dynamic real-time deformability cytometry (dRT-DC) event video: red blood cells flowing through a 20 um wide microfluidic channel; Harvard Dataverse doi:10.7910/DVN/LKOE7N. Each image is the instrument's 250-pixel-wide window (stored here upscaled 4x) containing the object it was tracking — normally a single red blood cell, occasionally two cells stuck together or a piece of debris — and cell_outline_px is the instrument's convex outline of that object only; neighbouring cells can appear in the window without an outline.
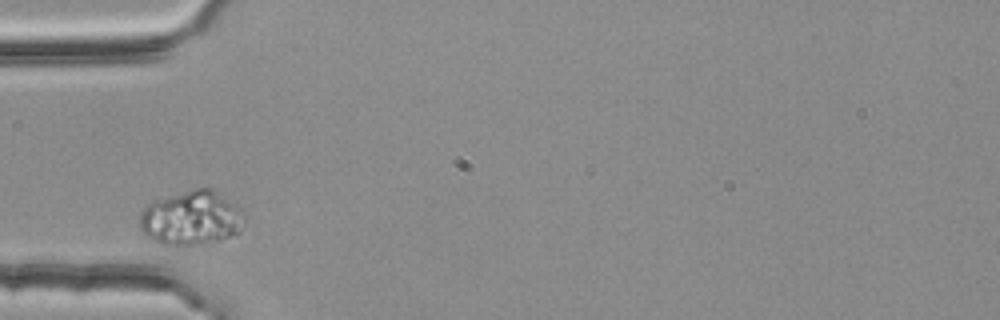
{"species": "common noctule bat (a hibernating species)", "species_latin": "Nyctalus noctula", "temperature_condition": "room temperature", "stored_images_in_passage": 1, "camera_frame_rate_fps": 3000, "um_per_image_px": 0.085, "animal": {"sex": "female", "body_mass_g": 25.1}, "frame": {"image": 1, "passage_image": 1, "time_ms": 0.0, "image_size_px": [1000, 320], "cell_outline_px": [[244, 220], [240, 232], [220, 240], [200, 244], [164, 244], [148, 236], [140, 228], [140, 216], [144, 208], [152, 200], [196, 188], [212, 188], [236, 208], [244, 216]], "centroid_in_image_um": [16.24, 18.52], "position_along_channel_um": 68.8, "area_um2": 32.31}}